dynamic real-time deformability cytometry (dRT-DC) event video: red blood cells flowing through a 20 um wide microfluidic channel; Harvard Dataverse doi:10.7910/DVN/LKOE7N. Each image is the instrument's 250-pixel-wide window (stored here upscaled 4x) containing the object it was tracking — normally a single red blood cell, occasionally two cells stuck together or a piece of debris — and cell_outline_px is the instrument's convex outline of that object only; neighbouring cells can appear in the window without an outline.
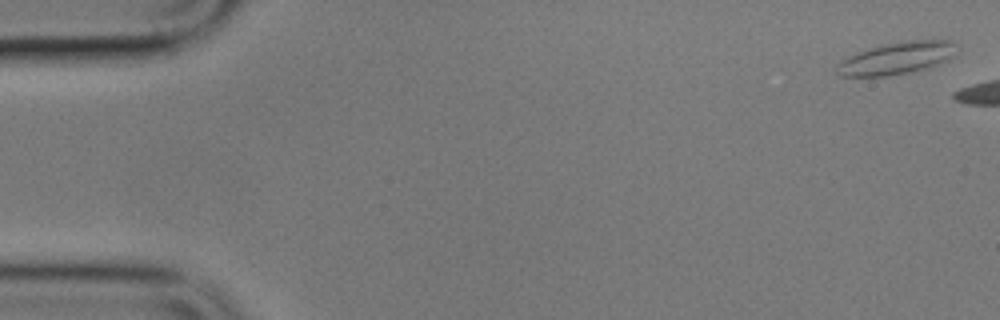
{"species": "common noctule bat (a hibernating species)", "species_latin": "Nyctalus noctula", "temperature_condition": "cold", "stored_images_in_passage": 2, "camera_frame_rate_fps": 3000, "um_per_image_px": 0.085, "animal": {"sex": "male", "body_mass_g": 17.9}, "frame": {"image": 1, "passage_image": 1, "time_ms": 0.0, "image_size_px": [1000, 320], "cell_outline_px": [[956, 56], [948, 60], [924, 68], [908, 72], [888, 76], [840, 76], [836, 72], [836, 64], [848, 56], [856, 52], [868, 48], [900, 40], [952, 40]], "centroid_in_image_um": [76.18, 4.93], "position_along_channel_um": 8.8, "area_um2": 22.48}}